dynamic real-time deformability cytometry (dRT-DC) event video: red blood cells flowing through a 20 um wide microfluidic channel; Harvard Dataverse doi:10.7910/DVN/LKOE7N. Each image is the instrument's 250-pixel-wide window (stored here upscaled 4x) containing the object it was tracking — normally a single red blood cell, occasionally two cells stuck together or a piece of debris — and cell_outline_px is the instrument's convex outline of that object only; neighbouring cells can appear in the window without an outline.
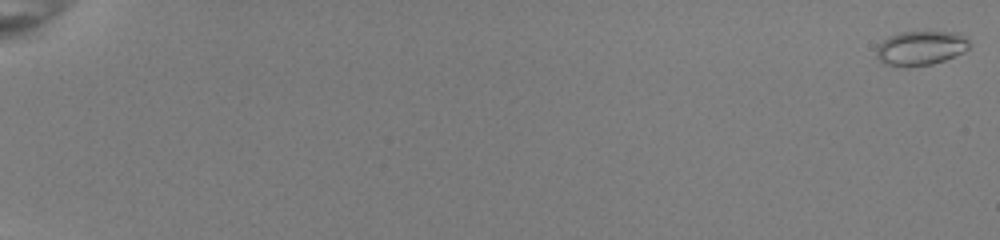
{"species": "common noctule bat (a hibernating species)", "species_latin": "Nyctalus noctula", "temperature_condition": "room temperature", "stored_images_in_passage": 54, "camera_frame_rate_fps": 3000, "um_per_image_px": 0.085, "animal": {"sex": "female", "body_mass_g": 22.0, "forearm_length_mm": 56.7}, "frame": {"image": 1, "passage_image": 1, "time_ms": 0.0, "image_size_px": [1000, 240], "cell_outline_px": [[968, 48], [964, 52], [944, 60], [932, 64], [908, 68], [900, 68], [880, 64], [876, 56], [876, 48], [888, 36], [900, 32], [960, 32], [968, 40]], "centroid_in_image_um": [78.2, 4.12], "position_along_channel_um": 6.8, "area_um2": 19.02}}
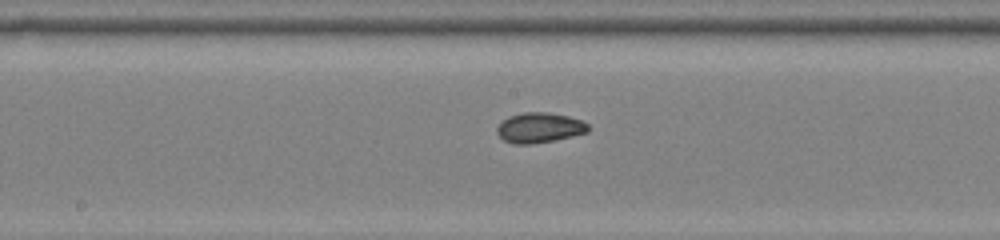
{"frame": {"image": 2, "passage_image": 32, "time_ms": 10.333, "image_size_px": [1000, 240], "cell_outline_px": [[588, 132], [572, 136], [532, 144], [516, 144], [504, 140], [496, 132], [496, 128], [508, 116], [524, 112], [548, 112], [568, 116], [584, 120], [588, 124]], "centroid_in_image_um": [45.87, 10.84], "position_along_channel_um": 202.3, "area_um2": 15.95}}
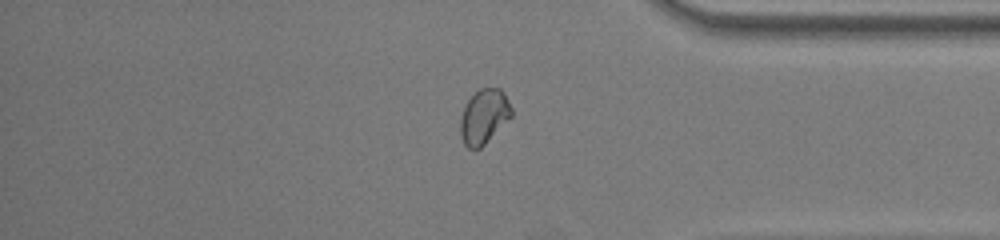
{"frame": {"image": 3, "passage_image": 47, "time_ms": 15.333, "image_size_px": [1000, 240], "cell_outline_px": [[512, 116], [480, 148], [468, 148], [464, 144], [460, 136], [460, 116], [464, 104], [480, 88], [500, 88], [504, 92], [512, 108]], "centroid_in_image_um": [41.12, 9.89], "position_along_channel_um": 394.1, "area_um2": 16.24}, "authors_computed_cell_mechanics": {"area_um2": 16.4152, "velocity_mm_per_s": 4.009, "shape_relaxation_time_tau1_ms": 6.9922, "shape_relaxation_time_tau2_ms": 1.2257, "deformation_change_tau1": 0.1124, "deformation_change_tau2": 0.0283}}